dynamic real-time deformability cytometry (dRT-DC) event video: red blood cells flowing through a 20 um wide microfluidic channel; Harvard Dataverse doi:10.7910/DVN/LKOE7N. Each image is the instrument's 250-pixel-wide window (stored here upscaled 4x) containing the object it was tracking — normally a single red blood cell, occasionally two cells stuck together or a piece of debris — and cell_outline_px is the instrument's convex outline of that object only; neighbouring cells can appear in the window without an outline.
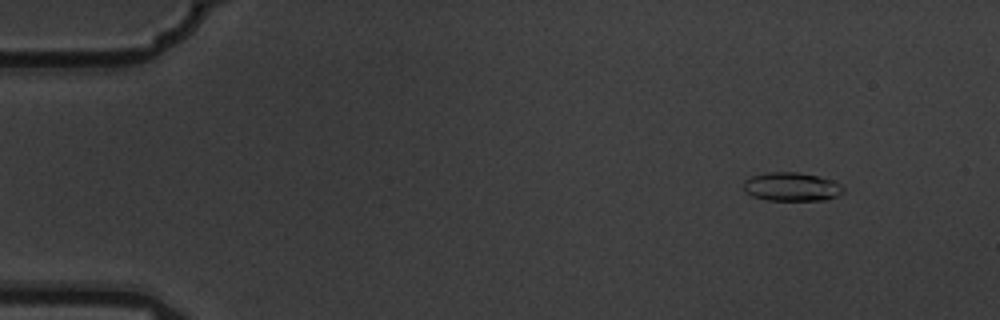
{"species": "common noctule bat (a hibernating species)", "species_latin": "Nyctalus noctula", "temperature_condition": "warm", "stored_images_in_passage": 4, "camera_frame_rate_fps": 3000, "um_per_image_px": 0.085, "animal": {"sex": "male", "body_mass_g": 19.5, "forearm_length_mm": 54.6}, "frame": {"image": 1, "passage_image": 1, "time_ms": 0.0, "image_size_px": [1000, 320], "cell_outline_px": [[844, 192], [828, 200], [768, 200], [752, 196], [744, 188], [744, 180], [752, 176], [768, 172], [796, 172], [816, 176], [832, 180], [840, 184], [844, 188]], "centroid_in_image_um": [67.31, 15.88], "position_along_channel_um": 17.7, "area_um2": 16.53}}